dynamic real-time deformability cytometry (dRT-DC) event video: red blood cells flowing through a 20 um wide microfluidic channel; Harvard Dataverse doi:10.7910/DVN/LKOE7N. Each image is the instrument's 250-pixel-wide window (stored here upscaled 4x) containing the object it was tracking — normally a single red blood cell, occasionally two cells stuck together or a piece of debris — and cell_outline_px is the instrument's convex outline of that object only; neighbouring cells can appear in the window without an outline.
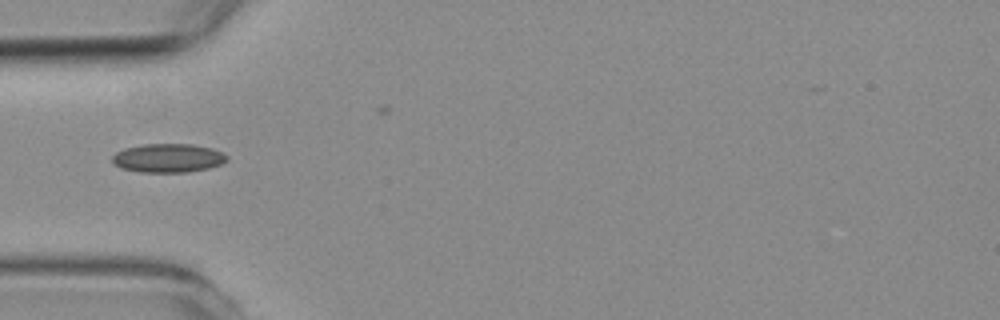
{"species": "common noctule bat (a hibernating species)", "species_latin": "Nyctalus noctula", "temperature_condition": "room temperature", "stored_images_in_passage": 27, "camera_frame_rate_fps": 3000, "um_per_image_px": 0.085, "animal": {"sex": "female", "body_mass_g": 19.3, "forearm_length_mm": 54.1}, "frame": {"image": 1, "passage_image": 1, "time_ms": 0.0, "image_size_px": [1000, 320], "cell_outline_px": [[228, 160], [220, 164], [208, 168], [188, 172], [140, 172], [120, 168], [112, 164], [112, 156], [116, 152], [124, 148], [144, 144], [192, 144], [212, 148], [228, 156]], "centroid_in_image_um": [14.25, 13.43], "position_along_channel_um": 70.7, "area_um2": 19.31}}
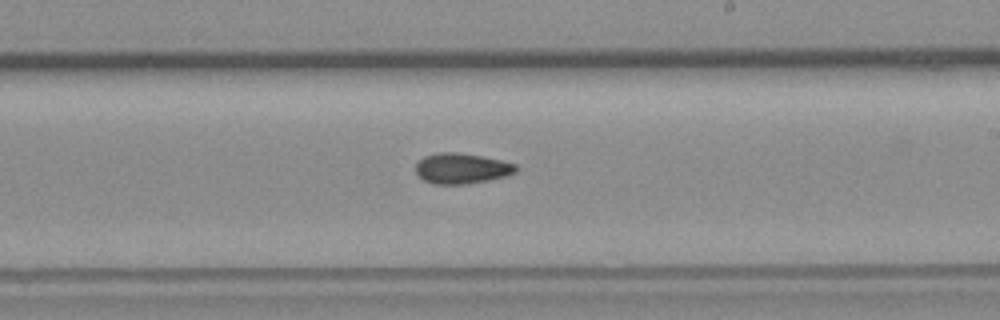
{"frame": {"image": 2, "passage_image": 15, "time_ms": 4.667, "image_size_px": [1000, 320], "cell_outline_px": [[516, 172], [504, 176], [488, 180], [468, 184], [432, 184], [424, 180], [416, 172], [416, 164], [424, 156], [440, 152], [456, 152], [480, 156], [500, 160], [516, 164]], "centroid_in_image_um": [39.22, 14.32], "position_along_channel_um": 249.8, "area_um2": 17.63}}
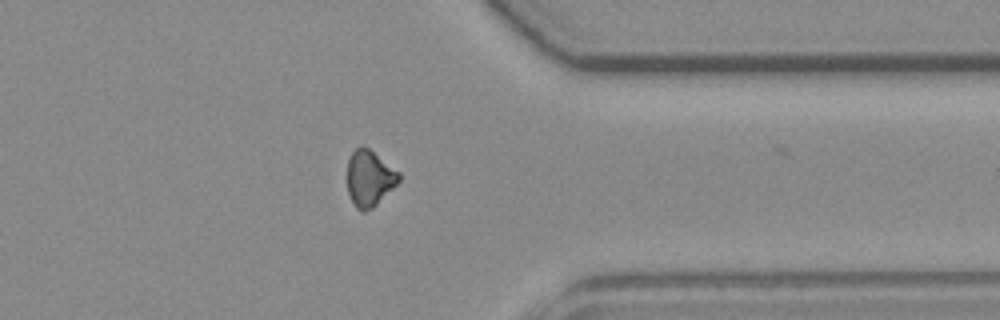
{"frame": {"image": 3, "passage_image": 26, "time_ms": 8.333, "image_size_px": [1000, 320], "cell_outline_px": [[400, 180], [372, 208], [364, 212], [356, 208], [348, 192], [348, 160], [352, 152], [360, 144], [364, 144], [400, 172]], "centroid_in_image_um": [31.4, 15.11], "position_along_channel_um": 380.0, "area_um2": 16.76}}